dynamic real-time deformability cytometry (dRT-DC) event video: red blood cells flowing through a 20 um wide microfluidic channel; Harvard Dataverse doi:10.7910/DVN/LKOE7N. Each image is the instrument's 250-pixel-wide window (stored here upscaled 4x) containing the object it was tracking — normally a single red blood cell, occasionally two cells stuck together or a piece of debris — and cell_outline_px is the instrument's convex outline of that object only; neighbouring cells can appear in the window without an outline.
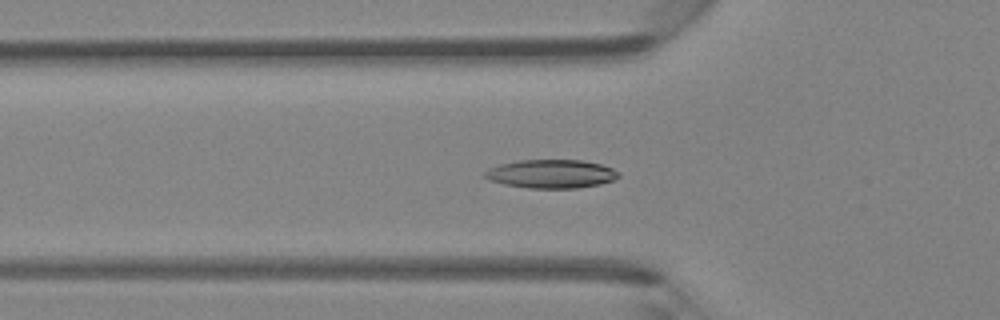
{"species": "Egyptian fruit bat (a non-hibernating species)", "species_latin": "Rousettus aegyptiacus", "temperature_condition": "room temperature", "stored_images_in_passage": 36, "camera_frame_rate_fps": 3000, "um_per_image_px": 0.085, "animal": {"sex": "female"}, "frame": {"image": 1, "passage_image": 5, "time_ms": 1.333, "image_size_px": [1000, 320], "cell_outline_px": [[620, 176], [612, 180], [600, 184], [576, 188], [528, 188], [504, 184], [488, 180], [484, 176], [484, 172], [488, 168], [500, 164], [516, 160], [580, 160], [600, 164], [612, 168], [620, 172]], "centroid_in_image_um": [46.83, 14.77], "position_along_channel_um": 79.0, "area_um2": 22.31}}
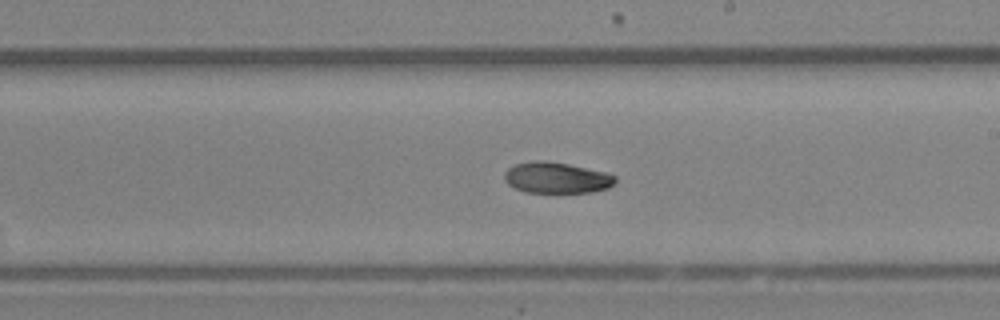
{"frame": {"image": 2, "passage_image": 16, "time_ms": 5.0, "image_size_px": [1000, 320], "cell_outline_px": [[616, 184], [608, 188], [592, 192], [524, 192], [508, 184], [504, 180], [504, 172], [508, 168], [516, 164], [532, 160], [544, 160], [568, 164], [604, 172], [616, 176]], "centroid_in_image_um": [47.3, 15.1], "position_along_channel_um": 241.7, "area_um2": 20.06}}
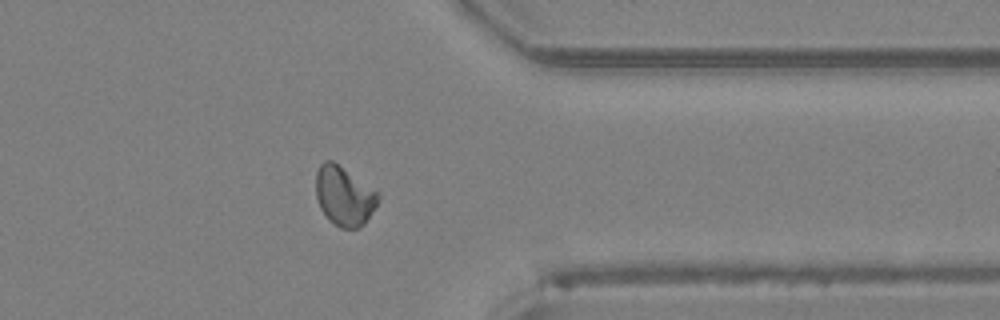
{"frame": {"image": 3, "passage_image": 26, "time_ms": 8.333, "image_size_px": [1000, 320], "cell_outline_px": [[380, 200], [364, 224], [360, 228], [340, 228], [328, 220], [320, 208], [316, 196], [316, 172], [320, 164], [324, 160], [332, 160], [380, 192]], "centroid_in_image_um": [29.26, 16.66], "position_along_channel_um": 382.1, "area_um2": 21.79}}